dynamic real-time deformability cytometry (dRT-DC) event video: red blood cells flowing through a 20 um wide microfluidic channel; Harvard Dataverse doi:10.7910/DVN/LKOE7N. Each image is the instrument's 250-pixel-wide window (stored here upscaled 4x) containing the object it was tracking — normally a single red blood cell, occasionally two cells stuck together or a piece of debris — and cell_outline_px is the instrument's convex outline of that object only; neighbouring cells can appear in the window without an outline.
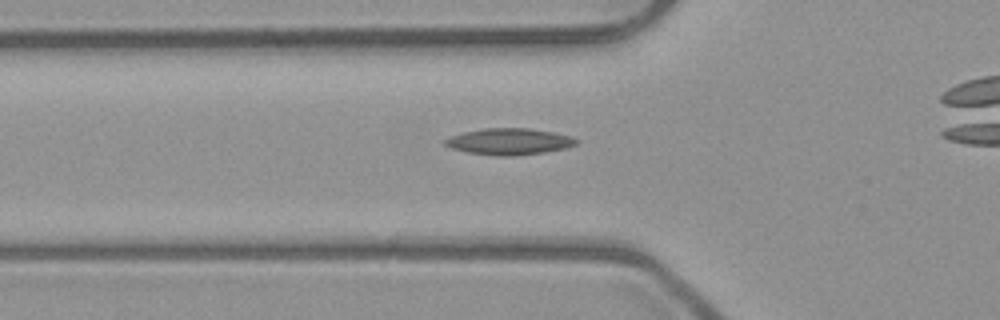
{"species": "common noctule bat (a hibernating species)", "species_latin": "Nyctalus noctula", "temperature_condition": "room temperature", "stored_images_in_passage": 7, "camera_frame_rate_fps": 3000, "um_per_image_px": 0.085, "animal": {"sex": "male", "body_mass_g": 23.1, "forearm_length_mm": 52.7}, "frame": {"image": 1, "passage_image": 7, "time_ms": 2.0, "image_size_px": [1000, 320], "cell_outline_px": [[580, 140], [576, 144], [564, 148], [544, 152], [512, 156], [496, 156], [468, 152], [452, 148], [444, 144], [444, 140], [452, 136], [464, 132], [484, 128], [528, 128], [552, 132], [572, 136]], "centroid_in_image_um": [43.3, 12.03], "position_along_channel_um": 82.5, "area_um2": 20.06}}